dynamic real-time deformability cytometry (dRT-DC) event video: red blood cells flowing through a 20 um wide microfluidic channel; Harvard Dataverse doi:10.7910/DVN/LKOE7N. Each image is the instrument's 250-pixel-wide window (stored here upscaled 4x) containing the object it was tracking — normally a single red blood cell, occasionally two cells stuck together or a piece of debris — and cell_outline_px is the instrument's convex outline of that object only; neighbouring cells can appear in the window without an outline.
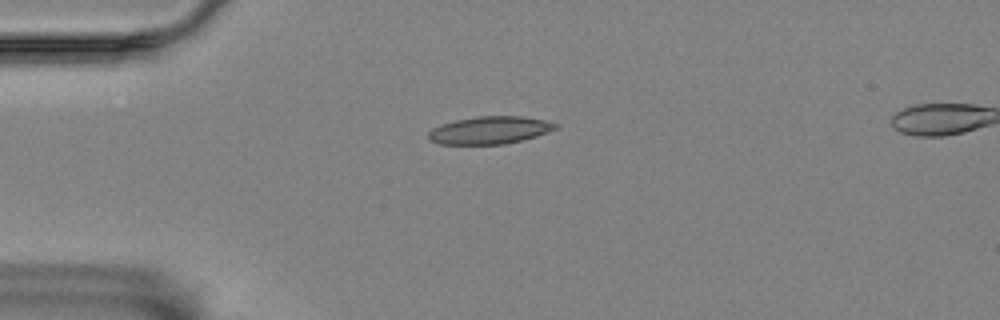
{"species": "Egyptian fruit bat (a non-hibernating species)", "species_latin": "Rousettus aegyptiacus", "temperature_condition": "room temperature", "stored_images_in_passage": 37, "camera_frame_rate_fps": 3000, "um_per_image_px": 0.085, "animal": {"sex": "female"}, "frame": {"image": 1, "passage_image": 1, "time_ms": 0.0, "image_size_px": [1000, 320], "cell_outline_px": [[560, 128], [536, 136], [504, 144], [440, 144], [428, 140], [428, 132], [432, 128], [456, 120], [476, 116], [520, 116], [544, 120], [556, 124]], "centroid_in_image_um": [41.62, 11.07], "position_along_channel_um": 43.4, "area_um2": 20.29}}
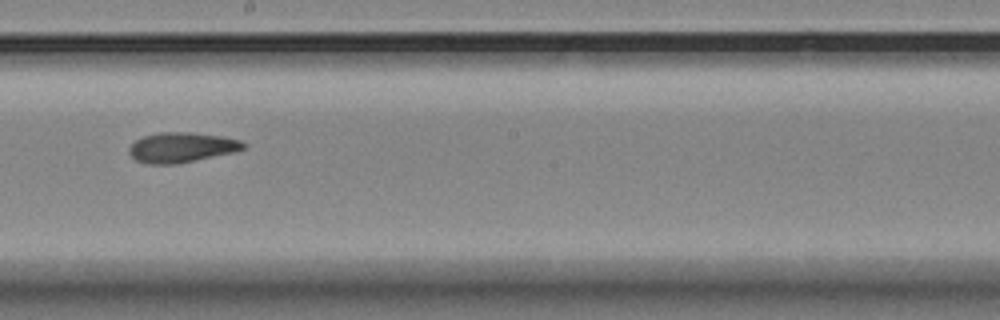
{"frame": {"image": 2, "passage_image": 19, "time_ms": 6.0, "image_size_px": [1000, 320], "cell_outline_px": [[248, 144], [244, 148], [232, 152], [176, 164], [148, 164], [136, 160], [128, 152], [128, 148], [136, 140], [144, 136], [160, 132], [188, 132], [220, 136], [240, 140]], "centroid_in_image_um": [15.41, 12.53], "position_along_channel_um": 232.8, "area_um2": 19.77}}
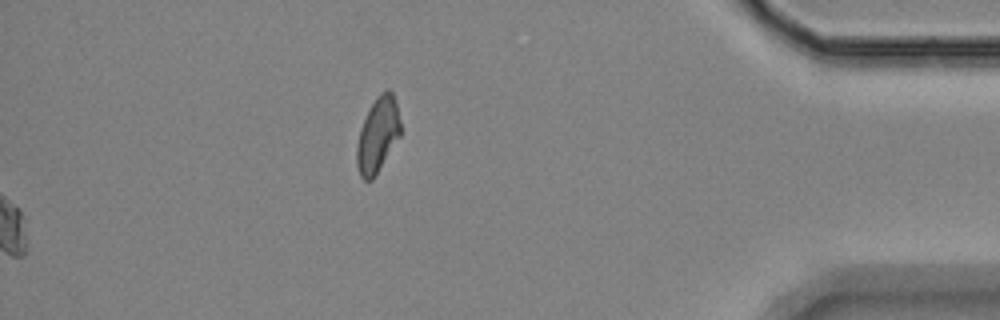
{"frame": {"image": 3, "passage_image": 37, "time_ms": 12.0, "image_size_px": [1000, 320], "cell_outline_px": [[400, 136], [372, 180], [364, 180], [360, 176], [356, 164], [356, 148], [360, 128], [376, 96], [380, 92], [388, 88], [392, 92], [396, 104], [400, 120]], "centroid_in_image_um": [32.1, 11.46], "position_along_channel_um": 403.1, "area_um2": 18.9}, "authors_computed_cell_mechanics": {"area_um2": 19.8832, "velocity_mm_per_s": 3.4998, "shape_relaxation_time_tau1_ms": 8.259, "shape_relaxation_time_tau2_ms": 4.3712, "deformation_change_tau1": 0.1892, "deformation_change_tau2": 0.1046}}